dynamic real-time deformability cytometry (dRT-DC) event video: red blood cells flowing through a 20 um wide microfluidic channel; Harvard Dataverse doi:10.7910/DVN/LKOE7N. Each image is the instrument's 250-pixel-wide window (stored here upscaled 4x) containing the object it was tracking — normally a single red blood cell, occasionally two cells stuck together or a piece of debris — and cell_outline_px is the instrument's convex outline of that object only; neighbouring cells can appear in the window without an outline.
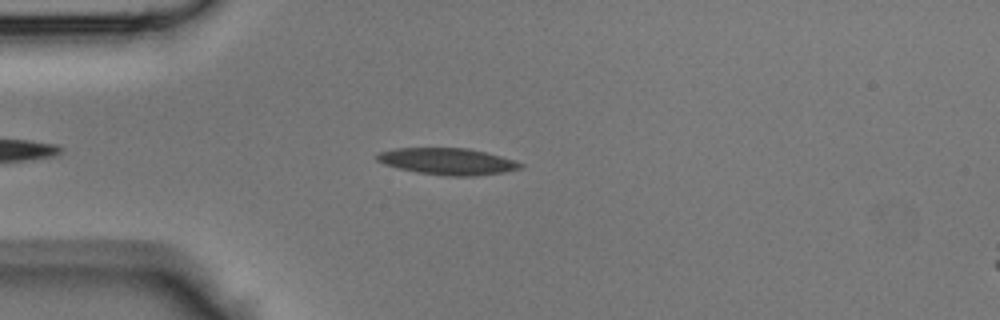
{"species": "Egyptian fruit bat (a non-hibernating species)", "species_latin": "Rousettus aegyptiacus", "temperature_condition": "room temperature", "stored_images_in_passage": 36, "camera_frame_rate_fps": 3000, "um_per_image_px": 0.085, "animal": {"sex": "male"}, "frame": {"image": 1, "passage_image": 6, "time_ms": 1.667, "image_size_px": [1000, 320], "cell_outline_px": [[524, 164], [520, 168], [504, 172], [476, 176], [444, 176], [416, 172], [384, 164], [376, 160], [376, 156], [380, 152], [396, 148], [468, 148], [500, 156]], "centroid_in_image_um": [38.02, 13.72], "position_along_channel_um": 47.0, "area_um2": 22.08}}
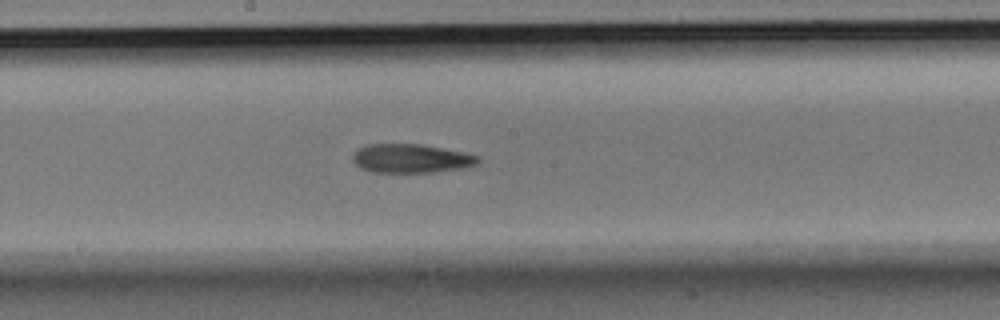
{"frame": {"image": 2, "passage_image": 18, "time_ms": 5.667, "image_size_px": [1000, 320], "cell_outline_px": [[480, 164], [464, 168], [432, 172], [372, 172], [360, 168], [352, 160], [352, 156], [356, 148], [368, 144], [424, 144], [464, 152], [480, 156]], "centroid_in_image_um": [34.96, 13.46], "position_along_channel_um": 213.2, "area_um2": 21.39}}
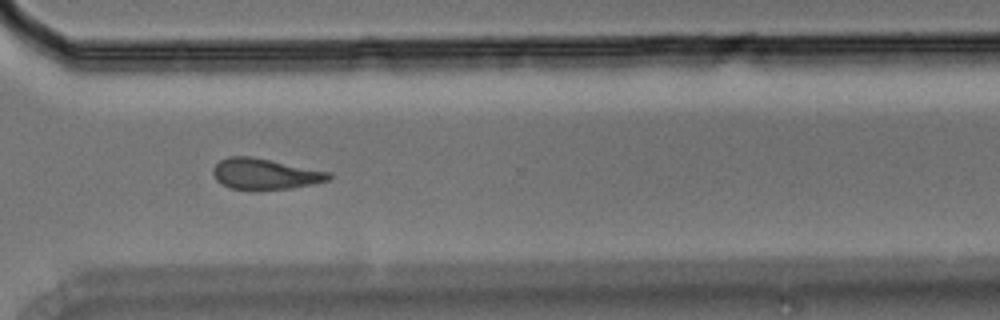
{"frame": {"image": 3, "passage_image": 27, "time_ms": 8.667, "image_size_px": [1000, 320], "cell_outline_px": [[332, 176], [328, 180], [312, 184], [288, 188], [228, 188], [216, 180], [212, 172], [212, 168], [220, 160], [228, 156], [252, 156], [332, 172]], "centroid_in_image_um": [22.52, 14.75], "position_along_channel_um": 348.1, "area_um2": 20.52}}